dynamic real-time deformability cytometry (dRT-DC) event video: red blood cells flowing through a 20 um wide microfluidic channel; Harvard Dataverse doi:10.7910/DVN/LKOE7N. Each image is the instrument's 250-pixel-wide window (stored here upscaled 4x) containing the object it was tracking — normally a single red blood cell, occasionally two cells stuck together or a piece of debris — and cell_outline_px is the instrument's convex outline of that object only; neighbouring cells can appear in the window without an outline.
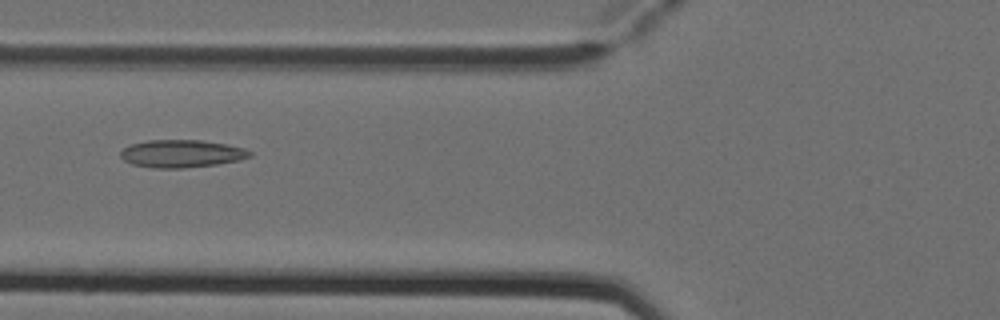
{"species": "Egyptian fruit bat (a non-hibernating species)", "species_latin": "Rousettus aegyptiacus", "temperature_condition": "cold", "stored_images_in_passage": 4, "camera_frame_rate_fps": 3000, "um_per_image_px": 0.085, "animal": {"sex": "female"}, "frame": {"image": 1, "passage_image": 2, "time_ms": 0.333, "image_size_px": [1000, 320], "cell_outline_px": [[252, 156], [240, 160], [216, 164], [184, 168], [152, 168], [132, 164], [124, 160], [120, 156], [120, 152], [124, 148], [132, 144], [148, 140], [200, 140], [228, 144], [244, 148], [252, 152]], "centroid_in_image_um": [15.45, 13.06], "position_along_channel_um": 110.3, "area_um2": 20.87}}
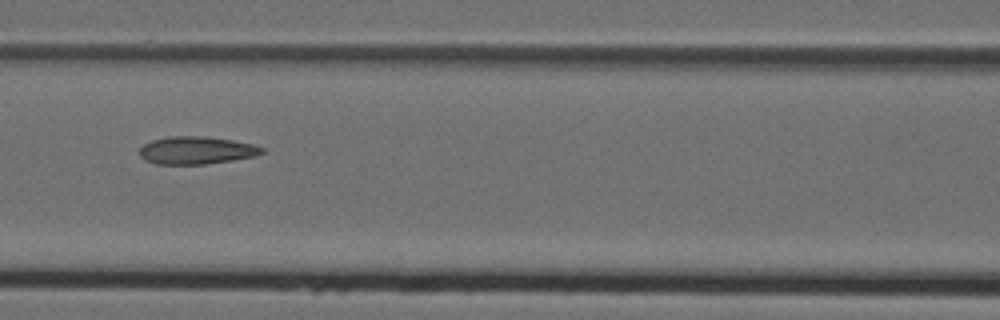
{"frame": {"image": 2, "passage_image": 3, "time_ms": 0.667, "image_size_px": [1000, 320], "cell_outline_px": [[264, 152], [256, 156], [232, 160], [204, 164], [156, 164], [144, 160], [140, 156], [140, 148], [144, 144], [152, 140], [168, 136], [200, 136], [232, 140], [252, 144], [264, 148]], "centroid_in_image_um": [16.68, 12.78], "position_along_channel_um": 149.9, "area_um2": 19.65}}
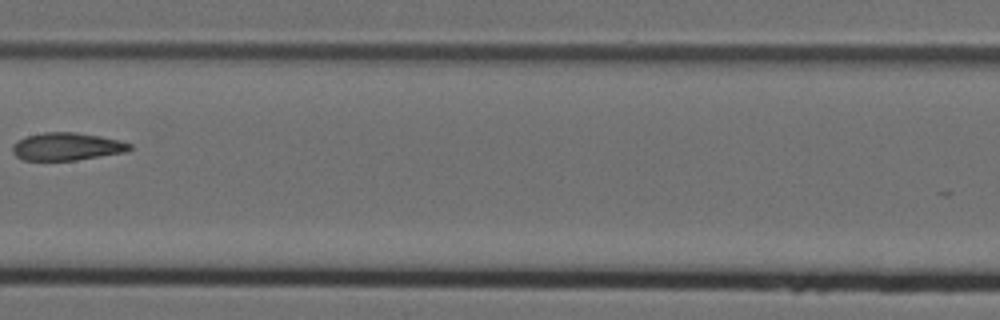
{"frame": {"image": 3, "passage_image": 4, "time_ms": 1.0, "image_size_px": [1000, 320], "cell_outline_px": [[132, 148], [128, 152], [76, 160], [24, 160], [16, 156], [12, 152], [12, 144], [16, 140], [28, 136], [44, 132], [72, 132], [100, 136], [120, 140], [132, 144]], "centroid_in_image_um": [5.69, 12.46], "position_along_channel_um": 201.7, "area_um2": 19.02}}